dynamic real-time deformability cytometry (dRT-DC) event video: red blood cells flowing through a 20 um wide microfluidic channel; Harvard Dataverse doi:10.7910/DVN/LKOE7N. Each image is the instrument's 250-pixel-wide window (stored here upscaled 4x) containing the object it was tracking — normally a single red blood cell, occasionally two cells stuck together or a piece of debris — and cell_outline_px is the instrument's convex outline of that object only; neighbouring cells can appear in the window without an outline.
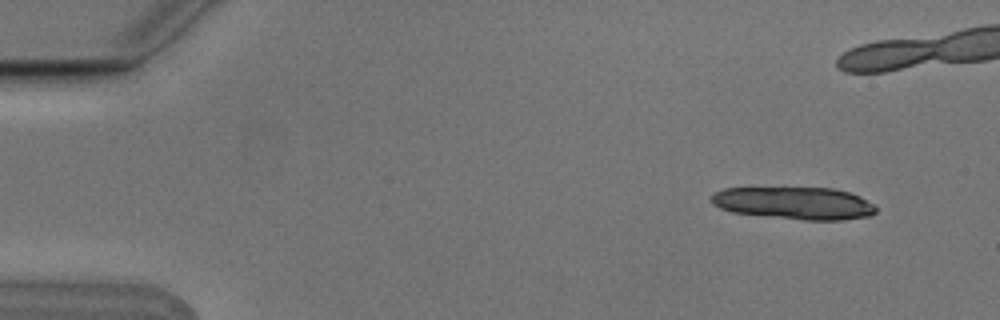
{"species": "Egyptian fruit bat (a non-hibernating species)", "species_latin": "Rousettus aegyptiacus", "temperature_condition": "cold", "stored_images_in_passage": 9, "camera_frame_rate_fps": 3000, "um_per_image_px": 0.085, "animal": {"sex": "male"}, "frame": {"image": 1, "passage_image": 2, "time_ms": 0.333, "image_size_px": [1000, 320], "cell_outline_px": [[876, 212], [872, 216], [844, 220], [804, 220], [732, 212], [720, 208], [712, 204], [712, 196], [716, 192], [724, 188], [832, 188], [848, 192], [860, 196], [876, 204]], "centroid_in_image_um": [67.59, 17.27], "position_along_channel_um": 17.4, "area_um2": 31.15}}
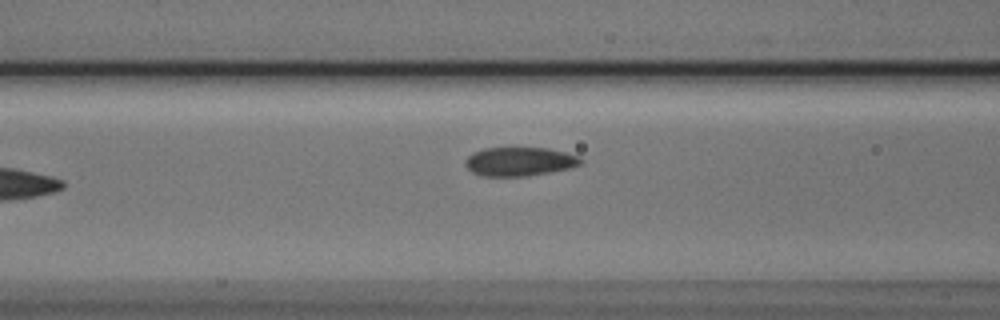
{"frame": {"image": 2, "passage_image": 8, "time_ms": 2.333, "image_size_px": [1000, 320], "cell_outline_px": [[584, 160], [580, 164], [572, 168], [524, 176], [480, 176], [472, 172], [464, 164], [464, 160], [472, 152], [484, 148], [548, 148], [580, 156]], "centroid_in_image_um": [44.15, 13.73], "position_along_channel_um": 122.5, "area_um2": 19.48}}